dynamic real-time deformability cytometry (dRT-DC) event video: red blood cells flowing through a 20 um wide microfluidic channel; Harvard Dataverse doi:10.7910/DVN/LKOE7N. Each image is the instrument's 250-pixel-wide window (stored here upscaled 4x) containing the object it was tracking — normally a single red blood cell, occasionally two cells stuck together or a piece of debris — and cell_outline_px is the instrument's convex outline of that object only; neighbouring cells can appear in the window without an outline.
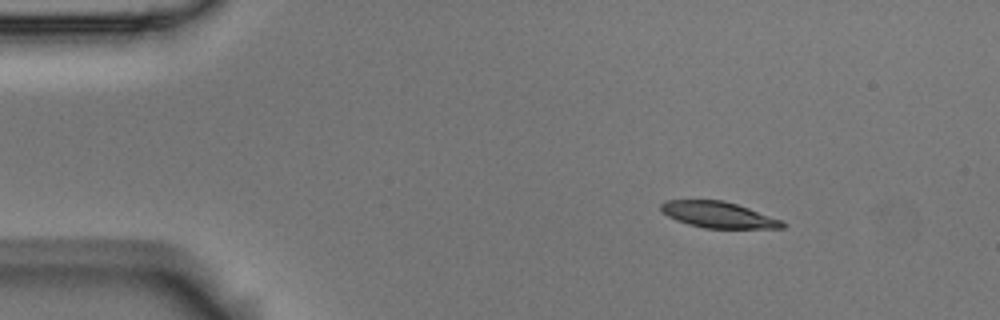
{"species": "Egyptian fruit bat (a non-hibernating species)", "species_latin": "Rousettus aegyptiacus", "temperature_condition": "room temperature", "stored_images_in_passage": 4, "camera_frame_rate_fps": 3000, "um_per_image_px": 0.085, "animal": {"sex": "male"}, "frame": {"image": 1, "passage_image": 2, "time_ms": 0.333, "image_size_px": [1000, 320], "cell_outline_px": [[788, 224], [784, 228], [704, 228], [688, 224], [676, 220], [668, 216], [660, 208], [660, 204], [664, 200], [724, 200], [748, 208], [780, 220]], "centroid_in_image_um": [61.03, 18.25], "position_along_channel_um": 24.0, "area_um2": 18.32}}